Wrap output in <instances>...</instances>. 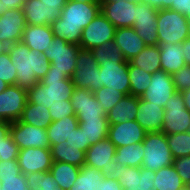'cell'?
<instances>
[{
    "label": "cell",
    "mask_w": 190,
    "mask_h": 190,
    "mask_svg": "<svg viewBox=\"0 0 190 190\" xmlns=\"http://www.w3.org/2000/svg\"><path fill=\"white\" fill-rule=\"evenodd\" d=\"M17 71L9 56V52L0 55V79L9 85L15 84Z\"/></svg>",
    "instance_id": "obj_41"
},
{
    "label": "cell",
    "mask_w": 190,
    "mask_h": 190,
    "mask_svg": "<svg viewBox=\"0 0 190 190\" xmlns=\"http://www.w3.org/2000/svg\"><path fill=\"white\" fill-rule=\"evenodd\" d=\"M143 39L135 32L133 27L117 28L111 46V51L121 58L130 61L144 49Z\"/></svg>",
    "instance_id": "obj_19"
},
{
    "label": "cell",
    "mask_w": 190,
    "mask_h": 190,
    "mask_svg": "<svg viewBox=\"0 0 190 190\" xmlns=\"http://www.w3.org/2000/svg\"><path fill=\"white\" fill-rule=\"evenodd\" d=\"M147 2L153 8L160 9H171L175 4L176 0H143Z\"/></svg>",
    "instance_id": "obj_49"
},
{
    "label": "cell",
    "mask_w": 190,
    "mask_h": 190,
    "mask_svg": "<svg viewBox=\"0 0 190 190\" xmlns=\"http://www.w3.org/2000/svg\"><path fill=\"white\" fill-rule=\"evenodd\" d=\"M144 158L143 143H134L127 146L116 147L114 159L122 163L125 167H142Z\"/></svg>",
    "instance_id": "obj_36"
},
{
    "label": "cell",
    "mask_w": 190,
    "mask_h": 190,
    "mask_svg": "<svg viewBox=\"0 0 190 190\" xmlns=\"http://www.w3.org/2000/svg\"><path fill=\"white\" fill-rule=\"evenodd\" d=\"M41 1L47 7H60L61 9H63V7L68 2V0H41Z\"/></svg>",
    "instance_id": "obj_53"
},
{
    "label": "cell",
    "mask_w": 190,
    "mask_h": 190,
    "mask_svg": "<svg viewBox=\"0 0 190 190\" xmlns=\"http://www.w3.org/2000/svg\"><path fill=\"white\" fill-rule=\"evenodd\" d=\"M19 121L42 129H47L53 122L49 109L28 101L26 102Z\"/></svg>",
    "instance_id": "obj_30"
},
{
    "label": "cell",
    "mask_w": 190,
    "mask_h": 190,
    "mask_svg": "<svg viewBox=\"0 0 190 190\" xmlns=\"http://www.w3.org/2000/svg\"><path fill=\"white\" fill-rule=\"evenodd\" d=\"M176 92L190 88V65H185L172 75Z\"/></svg>",
    "instance_id": "obj_44"
},
{
    "label": "cell",
    "mask_w": 190,
    "mask_h": 190,
    "mask_svg": "<svg viewBox=\"0 0 190 190\" xmlns=\"http://www.w3.org/2000/svg\"><path fill=\"white\" fill-rule=\"evenodd\" d=\"M158 10L141 0L136 3L135 22L132 26L143 39L145 45H158L157 34Z\"/></svg>",
    "instance_id": "obj_13"
},
{
    "label": "cell",
    "mask_w": 190,
    "mask_h": 190,
    "mask_svg": "<svg viewBox=\"0 0 190 190\" xmlns=\"http://www.w3.org/2000/svg\"><path fill=\"white\" fill-rule=\"evenodd\" d=\"M175 92L172 75L163 70H158L152 74L150 85L140 98L164 108L166 102Z\"/></svg>",
    "instance_id": "obj_16"
},
{
    "label": "cell",
    "mask_w": 190,
    "mask_h": 190,
    "mask_svg": "<svg viewBox=\"0 0 190 190\" xmlns=\"http://www.w3.org/2000/svg\"><path fill=\"white\" fill-rule=\"evenodd\" d=\"M163 127L165 135L190 131V111L186 109L181 92H175L164 107Z\"/></svg>",
    "instance_id": "obj_11"
},
{
    "label": "cell",
    "mask_w": 190,
    "mask_h": 190,
    "mask_svg": "<svg viewBox=\"0 0 190 190\" xmlns=\"http://www.w3.org/2000/svg\"><path fill=\"white\" fill-rule=\"evenodd\" d=\"M133 66L142 68L144 71L153 74L161 70L160 47L159 45H146L133 59L129 61Z\"/></svg>",
    "instance_id": "obj_33"
},
{
    "label": "cell",
    "mask_w": 190,
    "mask_h": 190,
    "mask_svg": "<svg viewBox=\"0 0 190 190\" xmlns=\"http://www.w3.org/2000/svg\"><path fill=\"white\" fill-rule=\"evenodd\" d=\"M9 132L8 126L4 129L0 130V156H1V148H2V138Z\"/></svg>",
    "instance_id": "obj_55"
},
{
    "label": "cell",
    "mask_w": 190,
    "mask_h": 190,
    "mask_svg": "<svg viewBox=\"0 0 190 190\" xmlns=\"http://www.w3.org/2000/svg\"><path fill=\"white\" fill-rule=\"evenodd\" d=\"M187 18H188V22H189V24H190V15H189Z\"/></svg>",
    "instance_id": "obj_63"
},
{
    "label": "cell",
    "mask_w": 190,
    "mask_h": 190,
    "mask_svg": "<svg viewBox=\"0 0 190 190\" xmlns=\"http://www.w3.org/2000/svg\"><path fill=\"white\" fill-rule=\"evenodd\" d=\"M101 12L100 2H77L68 0L60 18L50 24L55 37L79 45L83 29Z\"/></svg>",
    "instance_id": "obj_1"
},
{
    "label": "cell",
    "mask_w": 190,
    "mask_h": 190,
    "mask_svg": "<svg viewBox=\"0 0 190 190\" xmlns=\"http://www.w3.org/2000/svg\"><path fill=\"white\" fill-rule=\"evenodd\" d=\"M67 144L86 152L89 148V142H86L85 132L78 126L73 129V133L70 138L66 139Z\"/></svg>",
    "instance_id": "obj_46"
},
{
    "label": "cell",
    "mask_w": 190,
    "mask_h": 190,
    "mask_svg": "<svg viewBox=\"0 0 190 190\" xmlns=\"http://www.w3.org/2000/svg\"><path fill=\"white\" fill-rule=\"evenodd\" d=\"M2 15V3L0 1V16Z\"/></svg>",
    "instance_id": "obj_61"
},
{
    "label": "cell",
    "mask_w": 190,
    "mask_h": 190,
    "mask_svg": "<svg viewBox=\"0 0 190 190\" xmlns=\"http://www.w3.org/2000/svg\"><path fill=\"white\" fill-rule=\"evenodd\" d=\"M128 74L130 80V94L132 96L141 97L150 85L152 74L144 71L142 68L133 66L128 62Z\"/></svg>",
    "instance_id": "obj_37"
},
{
    "label": "cell",
    "mask_w": 190,
    "mask_h": 190,
    "mask_svg": "<svg viewBox=\"0 0 190 190\" xmlns=\"http://www.w3.org/2000/svg\"><path fill=\"white\" fill-rule=\"evenodd\" d=\"M116 27L100 12L82 31L80 47L96 52L110 51Z\"/></svg>",
    "instance_id": "obj_7"
},
{
    "label": "cell",
    "mask_w": 190,
    "mask_h": 190,
    "mask_svg": "<svg viewBox=\"0 0 190 190\" xmlns=\"http://www.w3.org/2000/svg\"><path fill=\"white\" fill-rule=\"evenodd\" d=\"M79 127L85 132L86 142L89 147L108 137L109 122L107 117L98 120H78Z\"/></svg>",
    "instance_id": "obj_34"
},
{
    "label": "cell",
    "mask_w": 190,
    "mask_h": 190,
    "mask_svg": "<svg viewBox=\"0 0 190 190\" xmlns=\"http://www.w3.org/2000/svg\"><path fill=\"white\" fill-rule=\"evenodd\" d=\"M22 174L17 159L0 161V177Z\"/></svg>",
    "instance_id": "obj_48"
},
{
    "label": "cell",
    "mask_w": 190,
    "mask_h": 190,
    "mask_svg": "<svg viewBox=\"0 0 190 190\" xmlns=\"http://www.w3.org/2000/svg\"><path fill=\"white\" fill-rule=\"evenodd\" d=\"M172 165L187 185L190 181V155L175 158Z\"/></svg>",
    "instance_id": "obj_45"
},
{
    "label": "cell",
    "mask_w": 190,
    "mask_h": 190,
    "mask_svg": "<svg viewBox=\"0 0 190 190\" xmlns=\"http://www.w3.org/2000/svg\"><path fill=\"white\" fill-rule=\"evenodd\" d=\"M181 94L183 96L186 109L190 111V88L182 91Z\"/></svg>",
    "instance_id": "obj_54"
},
{
    "label": "cell",
    "mask_w": 190,
    "mask_h": 190,
    "mask_svg": "<svg viewBox=\"0 0 190 190\" xmlns=\"http://www.w3.org/2000/svg\"><path fill=\"white\" fill-rule=\"evenodd\" d=\"M9 133L19 150L26 148H50L46 129L35 127L17 120L8 124Z\"/></svg>",
    "instance_id": "obj_12"
},
{
    "label": "cell",
    "mask_w": 190,
    "mask_h": 190,
    "mask_svg": "<svg viewBox=\"0 0 190 190\" xmlns=\"http://www.w3.org/2000/svg\"><path fill=\"white\" fill-rule=\"evenodd\" d=\"M21 172L26 175L35 172H49L53 159L50 148H26L19 150L17 157Z\"/></svg>",
    "instance_id": "obj_18"
},
{
    "label": "cell",
    "mask_w": 190,
    "mask_h": 190,
    "mask_svg": "<svg viewBox=\"0 0 190 190\" xmlns=\"http://www.w3.org/2000/svg\"><path fill=\"white\" fill-rule=\"evenodd\" d=\"M132 2L139 3L141 0H131ZM100 2H116V0H100Z\"/></svg>",
    "instance_id": "obj_59"
},
{
    "label": "cell",
    "mask_w": 190,
    "mask_h": 190,
    "mask_svg": "<svg viewBox=\"0 0 190 190\" xmlns=\"http://www.w3.org/2000/svg\"><path fill=\"white\" fill-rule=\"evenodd\" d=\"M49 112H50L52 121H57L66 116H75V112L73 110L72 105L50 106Z\"/></svg>",
    "instance_id": "obj_47"
},
{
    "label": "cell",
    "mask_w": 190,
    "mask_h": 190,
    "mask_svg": "<svg viewBox=\"0 0 190 190\" xmlns=\"http://www.w3.org/2000/svg\"><path fill=\"white\" fill-rule=\"evenodd\" d=\"M1 190H28L25 175H9L0 177Z\"/></svg>",
    "instance_id": "obj_42"
},
{
    "label": "cell",
    "mask_w": 190,
    "mask_h": 190,
    "mask_svg": "<svg viewBox=\"0 0 190 190\" xmlns=\"http://www.w3.org/2000/svg\"><path fill=\"white\" fill-rule=\"evenodd\" d=\"M8 45L2 41H0V55L7 52Z\"/></svg>",
    "instance_id": "obj_56"
},
{
    "label": "cell",
    "mask_w": 190,
    "mask_h": 190,
    "mask_svg": "<svg viewBox=\"0 0 190 190\" xmlns=\"http://www.w3.org/2000/svg\"><path fill=\"white\" fill-rule=\"evenodd\" d=\"M22 9H9L0 16V41L7 45L20 42L26 26Z\"/></svg>",
    "instance_id": "obj_22"
},
{
    "label": "cell",
    "mask_w": 190,
    "mask_h": 190,
    "mask_svg": "<svg viewBox=\"0 0 190 190\" xmlns=\"http://www.w3.org/2000/svg\"><path fill=\"white\" fill-rule=\"evenodd\" d=\"M2 3V14L9 9H23L27 0H0Z\"/></svg>",
    "instance_id": "obj_50"
},
{
    "label": "cell",
    "mask_w": 190,
    "mask_h": 190,
    "mask_svg": "<svg viewBox=\"0 0 190 190\" xmlns=\"http://www.w3.org/2000/svg\"><path fill=\"white\" fill-rule=\"evenodd\" d=\"M155 171L146 168L124 167L119 182L123 190H156L154 188Z\"/></svg>",
    "instance_id": "obj_24"
},
{
    "label": "cell",
    "mask_w": 190,
    "mask_h": 190,
    "mask_svg": "<svg viewBox=\"0 0 190 190\" xmlns=\"http://www.w3.org/2000/svg\"><path fill=\"white\" fill-rule=\"evenodd\" d=\"M181 49L186 65H190V37L181 43Z\"/></svg>",
    "instance_id": "obj_52"
},
{
    "label": "cell",
    "mask_w": 190,
    "mask_h": 190,
    "mask_svg": "<svg viewBox=\"0 0 190 190\" xmlns=\"http://www.w3.org/2000/svg\"><path fill=\"white\" fill-rule=\"evenodd\" d=\"M164 115L163 107L138 97V109L135 120L144 130L147 132H161Z\"/></svg>",
    "instance_id": "obj_25"
},
{
    "label": "cell",
    "mask_w": 190,
    "mask_h": 190,
    "mask_svg": "<svg viewBox=\"0 0 190 190\" xmlns=\"http://www.w3.org/2000/svg\"><path fill=\"white\" fill-rule=\"evenodd\" d=\"M94 96L99 103V108L104 109L107 113L122 99L124 94L103 86L94 92Z\"/></svg>",
    "instance_id": "obj_40"
},
{
    "label": "cell",
    "mask_w": 190,
    "mask_h": 190,
    "mask_svg": "<svg viewBox=\"0 0 190 190\" xmlns=\"http://www.w3.org/2000/svg\"><path fill=\"white\" fill-rule=\"evenodd\" d=\"M80 169L81 167L66 162L53 161L49 172L62 190H70L76 181Z\"/></svg>",
    "instance_id": "obj_32"
},
{
    "label": "cell",
    "mask_w": 190,
    "mask_h": 190,
    "mask_svg": "<svg viewBox=\"0 0 190 190\" xmlns=\"http://www.w3.org/2000/svg\"><path fill=\"white\" fill-rule=\"evenodd\" d=\"M70 190H123L119 181L105 177L95 167L83 165Z\"/></svg>",
    "instance_id": "obj_15"
},
{
    "label": "cell",
    "mask_w": 190,
    "mask_h": 190,
    "mask_svg": "<svg viewBox=\"0 0 190 190\" xmlns=\"http://www.w3.org/2000/svg\"><path fill=\"white\" fill-rule=\"evenodd\" d=\"M19 154V147L18 145L13 141L12 136L8 132L3 138H2V148H1V156L0 161H9L17 159Z\"/></svg>",
    "instance_id": "obj_43"
},
{
    "label": "cell",
    "mask_w": 190,
    "mask_h": 190,
    "mask_svg": "<svg viewBox=\"0 0 190 190\" xmlns=\"http://www.w3.org/2000/svg\"><path fill=\"white\" fill-rule=\"evenodd\" d=\"M158 45L182 43L190 37L188 18L171 9L158 10L157 18Z\"/></svg>",
    "instance_id": "obj_5"
},
{
    "label": "cell",
    "mask_w": 190,
    "mask_h": 190,
    "mask_svg": "<svg viewBox=\"0 0 190 190\" xmlns=\"http://www.w3.org/2000/svg\"><path fill=\"white\" fill-rule=\"evenodd\" d=\"M161 70L173 75L183 68L186 63L183 57L181 43H171L169 45H159Z\"/></svg>",
    "instance_id": "obj_28"
},
{
    "label": "cell",
    "mask_w": 190,
    "mask_h": 190,
    "mask_svg": "<svg viewBox=\"0 0 190 190\" xmlns=\"http://www.w3.org/2000/svg\"><path fill=\"white\" fill-rule=\"evenodd\" d=\"M167 144L171 149L173 158L190 155V131L185 133L169 134Z\"/></svg>",
    "instance_id": "obj_39"
},
{
    "label": "cell",
    "mask_w": 190,
    "mask_h": 190,
    "mask_svg": "<svg viewBox=\"0 0 190 190\" xmlns=\"http://www.w3.org/2000/svg\"><path fill=\"white\" fill-rule=\"evenodd\" d=\"M147 131L136 120H129L118 124H109L108 139L115 147L141 143Z\"/></svg>",
    "instance_id": "obj_21"
},
{
    "label": "cell",
    "mask_w": 190,
    "mask_h": 190,
    "mask_svg": "<svg viewBox=\"0 0 190 190\" xmlns=\"http://www.w3.org/2000/svg\"><path fill=\"white\" fill-rule=\"evenodd\" d=\"M80 48L79 45L68 43L64 39L54 36L43 54L53 65V70L63 71L70 78L75 72L76 57Z\"/></svg>",
    "instance_id": "obj_10"
},
{
    "label": "cell",
    "mask_w": 190,
    "mask_h": 190,
    "mask_svg": "<svg viewBox=\"0 0 190 190\" xmlns=\"http://www.w3.org/2000/svg\"><path fill=\"white\" fill-rule=\"evenodd\" d=\"M27 25H50L60 18V7H47L41 0H27L23 6Z\"/></svg>",
    "instance_id": "obj_23"
},
{
    "label": "cell",
    "mask_w": 190,
    "mask_h": 190,
    "mask_svg": "<svg viewBox=\"0 0 190 190\" xmlns=\"http://www.w3.org/2000/svg\"><path fill=\"white\" fill-rule=\"evenodd\" d=\"M28 190H62L50 172H35L25 175Z\"/></svg>",
    "instance_id": "obj_38"
},
{
    "label": "cell",
    "mask_w": 190,
    "mask_h": 190,
    "mask_svg": "<svg viewBox=\"0 0 190 190\" xmlns=\"http://www.w3.org/2000/svg\"><path fill=\"white\" fill-rule=\"evenodd\" d=\"M115 154V145L106 138L87 149L84 165L95 167L102 171L105 177L118 181L120 175L124 172L125 166L114 159Z\"/></svg>",
    "instance_id": "obj_6"
},
{
    "label": "cell",
    "mask_w": 190,
    "mask_h": 190,
    "mask_svg": "<svg viewBox=\"0 0 190 190\" xmlns=\"http://www.w3.org/2000/svg\"><path fill=\"white\" fill-rule=\"evenodd\" d=\"M7 126V122L2 117H0V130L6 128Z\"/></svg>",
    "instance_id": "obj_58"
},
{
    "label": "cell",
    "mask_w": 190,
    "mask_h": 190,
    "mask_svg": "<svg viewBox=\"0 0 190 190\" xmlns=\"http://www.w3.org/2000/svg\"><path fill=\"white\" fill-rule=\"evenodd\" d=\"M74 1L83 2V3H86V2H100V0H74Z\"/></svg>",
    "instance_id": "obj_60"
},
{
    "label": "cell",
    "mask_w": 190,
    "mask_h": 190,
    "mask_svg": "<svg viewBox=\"0 0 190 190\" xmlns=\"http://www.w3.org/2000/svg\"><path fill=\"white\" fill-rule=\"evenodd\" d=\"M186 187L190 190V181L188 182V184L186 185Z\"/></svg>",
    "instance_id": "obj_62"
},
{
    "label": "cell",
    "mask_w": 190,
    "mask_h": 190,
    "mask_svg": "<svg viewBox=\"0 0 190 190\" xmlns=\"http://www.w3.org/2000/svg\"><path fill=\"white\" fill-rule=\"evenodd\" d=\"M185 17L190 15V0H176V4L171 8Z\"/></svg>",
    "instance_id": "obj_51"
},
{
    "label": "cell",
    "mask_w": 190,
    "mask_h": 190,
    "mask_svg": "<svg viewBox=\"0 0 190 190\" xmlns=\"http://www.w3.org/2000/svg\"><path fill=\"white\" fill-rule=\"evenodd\" d=\"M99 52L80 48L76 57V69L71 81L75 88L89 89L95 92L99 89Z\"/></svg>",
    "instance_id": "obj_8"
},
{
    "label": "cell",
    "mask_w": 190,
    "mask_h": 190,
    "mask_svg": "<svg viewBox=\"0 0 190 190\" xmlns=\"http://www.w3.org/2000/svg\"><path fill=\"white\" fill-rule=\"evenodd\" d=\"M54 38L50 25H26L21 42L31 50L44 53Z\"/></svg>",
    "instance_id": "obj_26"
},
{
    "label": "cell",
    "mask_w": 190,
    "mask_h": 190,
    "mask_svg": "<svg viewBox=\"0 0 190 190\" xmlns=\"http://www.w3.org/2000/svg\"><path fill=\"white\" fill-rule=\"evenodd\" d=\"M99 88L105 86L118 90L124 95L130 94L128 61L117 53L110 51L99 52Z\"/></svg>",
    "instance_id": "obj_4"
},
{
    "label": "cell",
    "mask_w": 190,
    "mask_h": 190,
    "mask_svg": "<svg viewBox=\"0 0 190 190\" xmlns=\"http://www.w3.org/2000/svg\"><path fill=\"white\" fill-rule=\"evenodd\" d=\"M155 176L156 190H182L186 186L173 165L155 171Z\"/></svg>",
    "instance_id": "obj_35"
},
{
    "label": "cell",
    "mask_w": 190,
    "mask_h": 190,
    "mask_svg": "<svg viewBox=\"0 0 190 190\" xmlns=\"http://www.w3.org/2000/svg\"><path fill=\"white\" fill-rule=\"evenodd\" d=\"M74 89L71 78L63 71L53 70L50 64L46 75L35 86L27 89V101L47 109L50 106L71 105Z\"/></svg>",
    "instance_id": "obj_2"
},
{
    "label": "cell",
    "mask_w": 190,
    "mask_h": 190,
    "mask_svg": "<svg viewBox=\"0 0 190 190\" xmlns=\"http://www.w3.org/2000/svg\"><path fill=\"white\" fill-rule=\"evenodd\" d=\"M79 126L76 116H66L57 121H53L46 129L50 146L66 141L73 133V129Z\"/></svg>",
    "instance_id": "obj_29"
},
{
    "label": "cell",
    "mask_w": 190,
    "mask_h": 190,
    "mask_svg": "<svg viewBox=\"0 0 190 190\" xmlns=\"http://www.w3.org/2000/svg\"><path fill=\"white\" fill-rule=\"evenodd\" d=\"M138 109V97L124 95L122 99L107 112L109 124L123 123L129 120H135Z\"/></svg>",
    "instance_id": "obj_27"
},
{
    "label": "cell",
    "mask_w": 190,
    "mask_h": 190,
    "mask_svg": "<svg viewBox=\"0 0 190 190\" xmlns=\"http://www.w3.org/2000/svg\"><path fill=\"white\" fill-rule=\"evenodd\" d=\"M102 14L116 27H132L135 22L136 3L131 0L100 2Z\"/></svg>",
    "instance_id": "obj_20"
},
{
    "label": "cell",
    "mask_w": 190,
    "mask_h": 190,
    "mask_svg": "<svg viewBox=\"0 0 190 190\" xmlns=\"http://www.w3.org/2000/svg\"><path fill=\"white\" fill-rule=\"evenodd\" d=\"M70 102L78 120H98L107 116L105 110L99 108L94 92L89 89L75 88Z\"/></svg>",
    "instance_id": "obj_17"
},
{
    "label": "cell",
    "mask_w": 190,
    "mask_h": 190,
    "mask_svg": "<svg viewBox=\"0 0 190 190\" xmlns=\"http://www.w3.org/2000/svg\"><path fill=\"white\" fill-rule=\"evenodd\" d=\"M9 86L8 83L0 79V93L4 91Z\"/></svg>",
    "instance_id": "obj_57"
},
{
    "label": "cell",
    "mask_w": 190,
    "mask_h": 190,
    "mask_svg": "<svg viewBox=\"0 0 190 190\" xmlns=\"http://www.w3.org/2000/svg\"><path fill=\"white\" fill-rule=\"evenodd\" d=\"M7 51L17 71L15 84L21 88L30 89L35 86L50 68V63L42 52L31 50L21 41L8 45Z\"/></svg>",
    "instance_id": "obj_3"
},
{
    "label": "cell",
    "mask_w": 190,
    "mask_h": 190,
    "mask_svg": "<svg viewBox=\"0 0 190 190\" xmlns=\"http://www.w3.org/2000/svg\"><path fill=\"white\" fill-rule=\"evenodd\" d=\"M53 161L66 162L71 165L82 167L85 163V152L67 144L64 141L50 146Z\"/></svg>",
    "instance_id": "obj_31"
},
{
    "label": "cell",
    "mask_w": 190,
    "mask_h": 190,
    "mask_svg": "<svg viewBox=\"0 0 190 190\" xmlns=\"http://www.w3.org/2000/svg\"><path fill=\"white\" fill-rule=\"evenodd\" d=\"M144 158L142 168L157 171L173 164L167 136L162 132H147L143 140Z\"/></svg>",
    "instance_id": "obj_9"
},
{
    "label": "cell",
    "mask_w": 190,
    "mask_h": 190,
    "mask_svg": "<svg viewBox=\"0 0 190 190\" xmlns=\"http://www.w3.org/2000/svg\"><path fill=\"white\" fill-rule=\"evenodd\" d=\"M27 102V89L16 84L9 85L0 93V117L7 124L16 122L21 117Z\"/></svg>",
    "instance_id": "obj_14"
},
{
    "label": "cell",
    "mask_w": 190,
    "mask_h": 190,
    "mask_svg": "<svg viewBox=\"0 0 190 190\" xmlns=\"http://www.w3.org/2000/svg\"><path fill=\"white\" fill-rule=\"evenodd\" d=\"M182 190H189L186 186Z\"/></svg>",
    "instance_id": "obj_64"
}]
</instances>
